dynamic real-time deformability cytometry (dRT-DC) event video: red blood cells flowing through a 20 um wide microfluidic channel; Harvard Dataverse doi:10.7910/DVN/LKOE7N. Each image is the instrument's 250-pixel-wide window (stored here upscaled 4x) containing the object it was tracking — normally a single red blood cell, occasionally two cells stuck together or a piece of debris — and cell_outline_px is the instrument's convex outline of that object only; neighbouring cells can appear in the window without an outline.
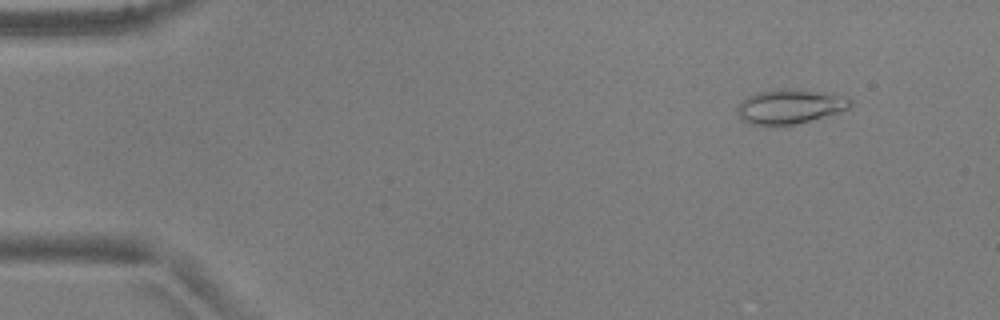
{"species": "common noctule bat (a hibernating species)", "species_latin": "Nyctalus noctula", "temperature_condition": "warm", "stored_images_in_passage": 44, "camera_frame_rate_fps": 3000, "um_per_image_px": 0.085, "animal": {"sex": "male", "body_mass_g": 17.9, "forearm_length_mm": 54.2}, "frame": {"image": 1, "passage_image": 6, "time_ms": 1.667, "image_size_px": [1000, 320], "cell_outline_px": [[852, 104], [848, 108], [840, 112], [796, 124], [768, 128], [748, 124], [740, 120], [736, 112], [736, 108], [748, 96], [760, 92], [780, 88], [792, 88], [832, 92], [852, 100]], "centroid_in_image_um": [67.11, 9.08], "position_along_channel_um": 17.9, "area_um2": 23.52}}
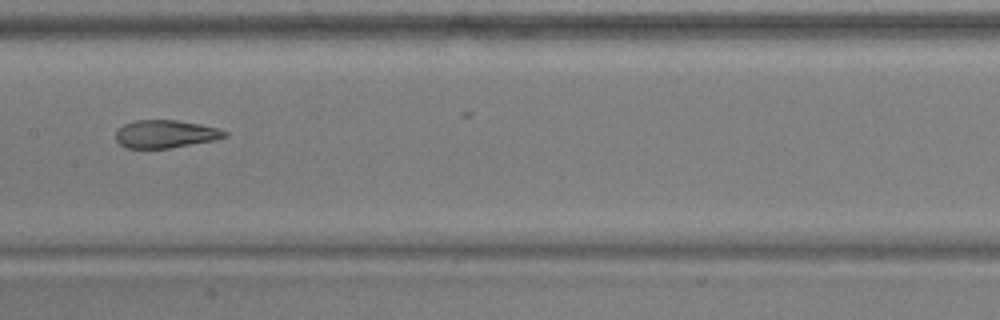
{"frame": {"image": 2, "passage_image": 27, "time_ms": 8.667, "image_size_px": [1000, 320], "cell_outline_px": [[228, 136], [212, 140], [168, 148], [124, 148], [116, 140], [116, 132], [124, 124], [136, 120], [176, 120], [200, 124], [216, 128], [228, 132]], "centroid_in_image_um": [14.03, 11.39], "position_along_channel_um": 193.4, "area_um2": 17.46}}
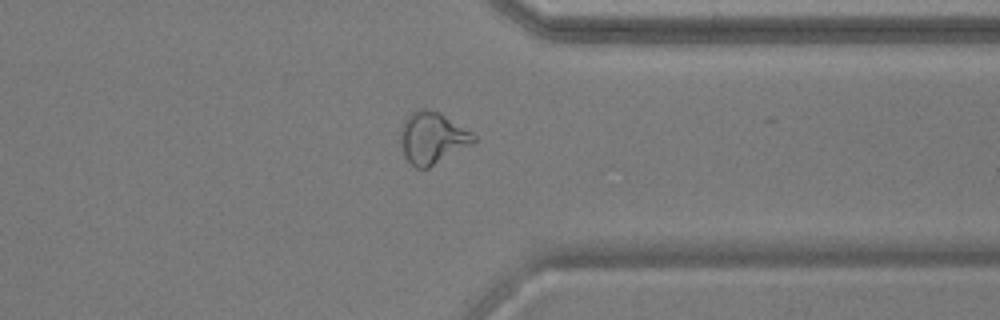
{"frame": {"image": 3, "passage_image": 41, "time_ms": 13.333, "image_size_px": [1000, 320], "cell_outline_px": [[476, 140], [472, 144], [428, 168], [416, 168], [404, 156], [400, 140], [400, 128], [404, 120], [416, 108], [424, 108], [440, 112], [472, 132], [476, 136]], "centroid_in_image_um": [36.73, 11.7], "position_along_channel_um": 374.7, "area_um2": 22.08}, "authors_computed_cell_mechanics": {"area_um2": 19.4497, "velocity_mm_per_s": 3.9466, "shape_relaxation_time_tau1_ms": 6.6451, "shape_relaxation_time_tau2_ms": 1.2609, "deformation_change_tau1": 0.2269, "deformation_change_tau2": 0.0912}}